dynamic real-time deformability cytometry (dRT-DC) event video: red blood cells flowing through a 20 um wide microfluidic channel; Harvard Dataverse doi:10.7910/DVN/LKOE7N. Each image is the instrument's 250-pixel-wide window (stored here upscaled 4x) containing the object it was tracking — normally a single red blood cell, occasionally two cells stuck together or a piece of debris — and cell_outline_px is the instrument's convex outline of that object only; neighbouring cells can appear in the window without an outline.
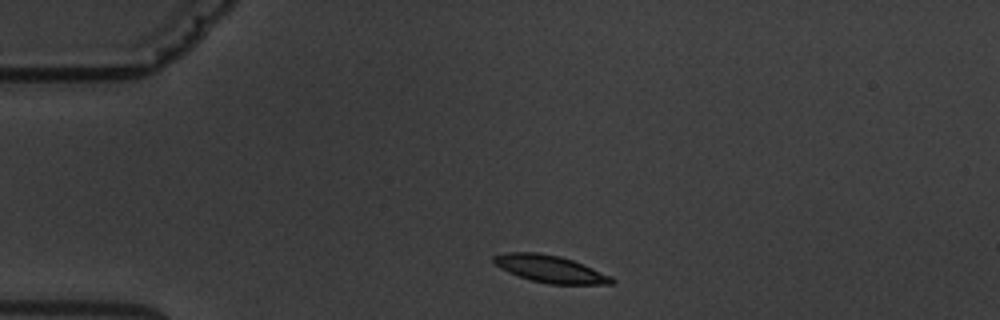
{"species": "common noctule bat (a hibernating species)", "species_latin": "Nyctalus noctula", "temperature_condition": "warm", "stored_images_in_passage": 12, "camera_frame_rate_fps": 3000, "um_per_image_px": 0.085, "animal": {"sex": "male", "body_mass_g": 19.5, "forearm_length_mm": 54.6}, "frame": {"image": 1, "passage_image": 1, "time_ms": 0.0, "image_size_px": [1000, 320], "cell_outline_px": [[616, 280], [612, 284], [548, 284], [532, 280], [508, 272], [500, 268], [492, 260], [492, 256], [508, 252], [536, 252], [560, 256], [572, 260], [592, 268]], "centroid_in_image_um": [46.72, 22.85], "position_along_channel_um": 38.3, "area_um2": 18.38}}
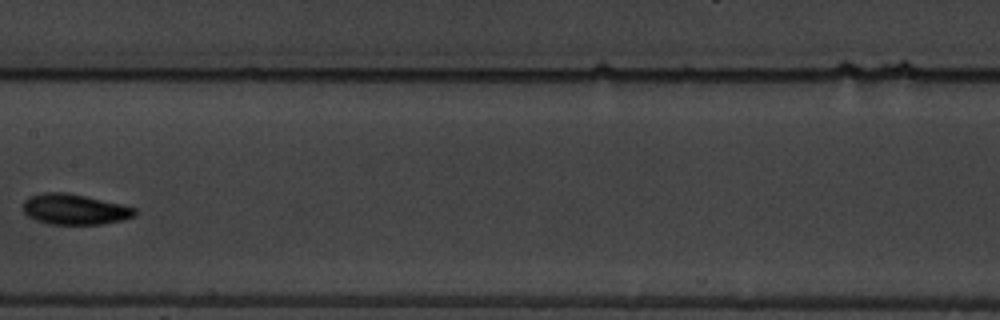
{"frame": {"image": 2, "passage_image": 5, "time_ms": 5.667, "image_size_px": [1000, 320], "cell_outline_px": [[136, 212], [132, 216], [124, 220], [100, 224], [52, 224], [36, 220], [28, 216], [24, 212], [24, 200], [32, 196], [44, 192], [64, 192], [84, 196], [120, 204], [136, 208]], "centroid_in_image_um": [6.33, 17.79], "position_along_channel_um": 201.1, "area_um2": 19.54}}
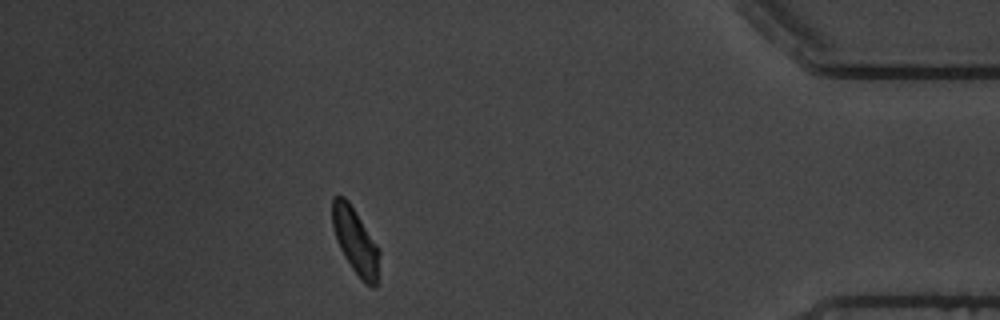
{"frame": {"image": 3, "passage_image": 11, "time_ms": 12.667, "image_size_px": [1000, 320], "cell_outline_px": [[380, 252], [376, 288], [372, 288], [364, 284], [352, 268], [344, 256], [340, 248], [332, 224], [332, 196], [344, 196], [348, 200], [376, 244]], "centroid_in_image_um": [30.21, 20.52], "position_along_channel_um": 405.0, "area_um2": 17.86}, "authors_computed_cell_mechanics": {"area_um2": 18.785, "velocity_mm_per_s": 3.5261, "shape_relaxation_time_tau1_ms": 1.8044, "shape_relaxation_time_tau2_ms": null, "deformation_change_tau1": 0.1075, "deformation_change_tau2": null}}